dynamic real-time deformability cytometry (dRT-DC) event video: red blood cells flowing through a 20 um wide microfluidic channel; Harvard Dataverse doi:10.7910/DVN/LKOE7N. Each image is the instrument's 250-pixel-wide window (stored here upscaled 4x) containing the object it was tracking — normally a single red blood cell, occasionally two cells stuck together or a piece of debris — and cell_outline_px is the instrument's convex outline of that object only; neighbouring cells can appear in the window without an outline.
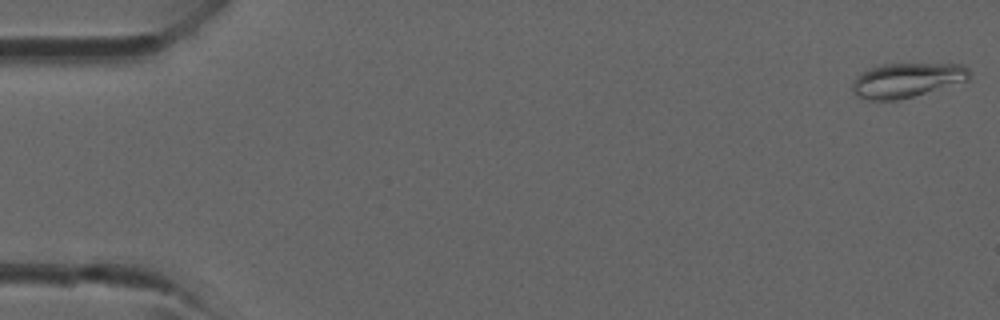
{"species": "common noctule bat (a hibernating species)", "species_latin": "Nyctalus noctula", "temperature_condition": "room temperature", "stored_images_in_passage": 11, "camera_frame_rate_fps": 3000, "um_per_image_px": 0.085, "animal": {"sex": "male", "forearm_length_mm": 52.5}, "frame": {"image": 1, "passage_image": 1, "time_ms": 0.0, "image_size_px": [1000, 320], "cell_outline_px": [[972, 72], [968, 80], [912, 96], [896, 100], [868, 100], [856, 96], [852, 92], [852, 84], [856, 76], [880, 64], [964, 64]], "centroid_in_image_um": [77.07, 6.81], "position_along_channel_um": 7.9, "area_um2": 23.35}}